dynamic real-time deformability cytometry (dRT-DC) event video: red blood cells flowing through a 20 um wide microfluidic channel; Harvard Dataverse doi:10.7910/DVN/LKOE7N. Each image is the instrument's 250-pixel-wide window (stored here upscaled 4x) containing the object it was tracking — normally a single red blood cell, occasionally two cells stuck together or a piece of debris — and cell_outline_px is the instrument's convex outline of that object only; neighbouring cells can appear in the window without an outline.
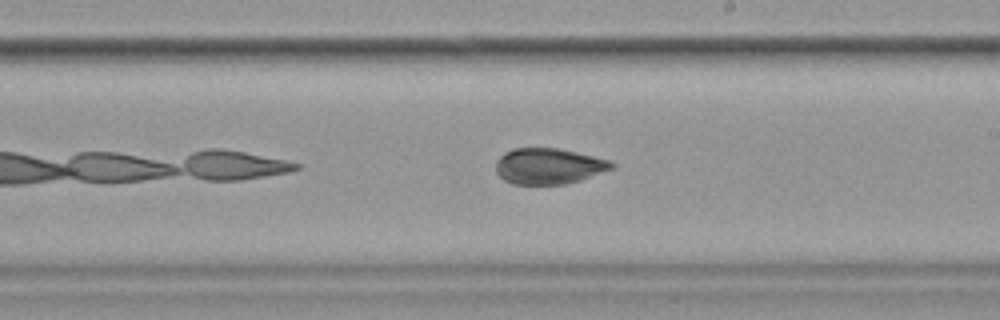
{"species": "common noctule bat (a hibernating species)", "species_latin": "Nyctalus noctula", "temperature_condition": "cold", "stored_images_in_passage": 9, "camera_frame_rate_fps": 3000, "um_per_image_px": 0.085, "animal": {"sex": "female", "body_mass_g": 19.9}, "frame": {"image": 1, "passage_image": 9, "time_ms": 10.333, "image_size_px": [1000, 320], "cell_outline_px": [[616, 164], [612, 168], [580, 180], [564, 184], [512, 184], [504, 180], [496, 172], [496, 160], [504, 152], [512, 148], [556, 148], [576, 152], [612, 160]], "centroid_in_image_um": [46.62, 14.11], "position_along_channel_um": 242.4, "area_um2": 24.22}}